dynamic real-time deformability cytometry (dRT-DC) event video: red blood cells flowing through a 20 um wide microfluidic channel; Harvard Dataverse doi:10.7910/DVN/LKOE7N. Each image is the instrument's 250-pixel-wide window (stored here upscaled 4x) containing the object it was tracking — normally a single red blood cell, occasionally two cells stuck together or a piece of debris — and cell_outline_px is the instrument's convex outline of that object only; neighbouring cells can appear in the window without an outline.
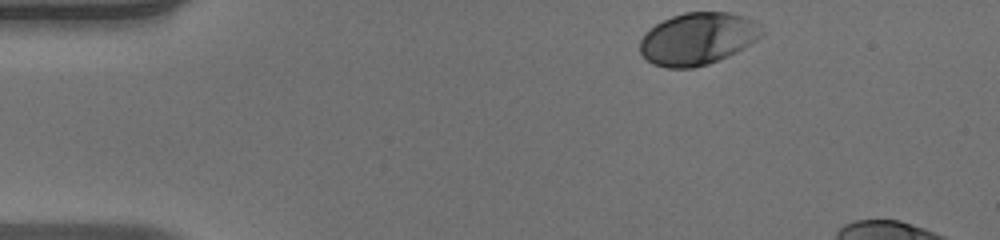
{"species": "human", "species_latin": "Homo sapiens", "temperature_condition": "warm", "stored_images_in_passage": 10, "camera_frame_rate_fps": 3000, "um_per_image_px": 0.085, "donor": {"sex": "male"}, "frame": {"image": 1, "passage_image": 1, "time_ms": 0.0, "image_size_px": [1000, 240], "cell_outline_px": [[764, 32], [756, 40], [744, 48], [728, 56], [708, 64], [692, 68], [668, 68], [652, 64], [640, 52], [640, 40], [644, 32], [656, 24], [672, 16], [684, 12], [728, 12], [744, 16], [760, 24]], "centroid_in_image_um": [59.3, 3.29], "position_along_channel_um": 25.7, "area_um2": 37.11}}